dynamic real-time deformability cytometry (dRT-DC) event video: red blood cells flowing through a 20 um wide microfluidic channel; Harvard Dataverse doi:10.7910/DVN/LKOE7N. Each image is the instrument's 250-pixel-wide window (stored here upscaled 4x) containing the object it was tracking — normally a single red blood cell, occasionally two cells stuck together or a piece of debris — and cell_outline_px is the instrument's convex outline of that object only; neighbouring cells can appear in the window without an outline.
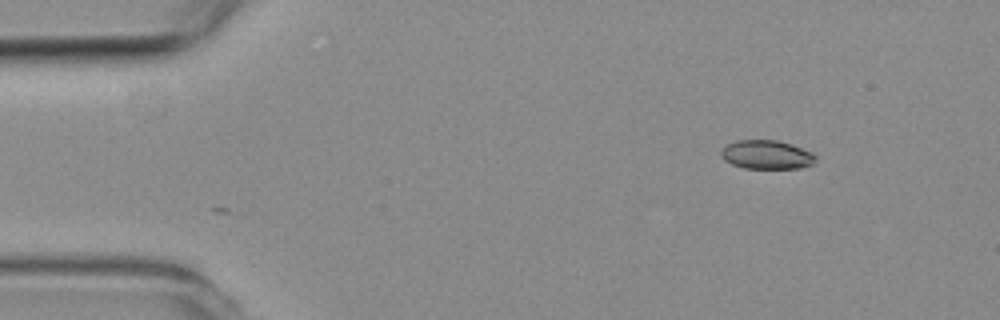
{"species": "common noctule bat (a hibernating species)", "species_latin": "Nyctalus noctula", "temperature_condition": "room temperature", "stored_images_in_passage": 4, "segment_of_instrument_passage": [1, 2], "camera_frame_rate_fps": 3000, "um_per_image_px": 0.085, "animal": {"sex": "female", "body_mass_g": 19.3, "forearm_length_mm": 54.1}, "frame": {"image": 1, "passage_image": 1, "time_ms": 0.0, "image_size_px": [1000, 320], "cell_outline_px": [[816, 160], [812, 164], [800, 168], [744, 168], [732, 164], [724, 160], [720, 156], [720, 152], [728, 144], [736, 140], [776, 140], [792, 144], [812, 152], [816, 156]], "centroid_in_image_um": [65.17, 13.14], "position_along_channel_um": 19.8, "area_um2": 15.9}}